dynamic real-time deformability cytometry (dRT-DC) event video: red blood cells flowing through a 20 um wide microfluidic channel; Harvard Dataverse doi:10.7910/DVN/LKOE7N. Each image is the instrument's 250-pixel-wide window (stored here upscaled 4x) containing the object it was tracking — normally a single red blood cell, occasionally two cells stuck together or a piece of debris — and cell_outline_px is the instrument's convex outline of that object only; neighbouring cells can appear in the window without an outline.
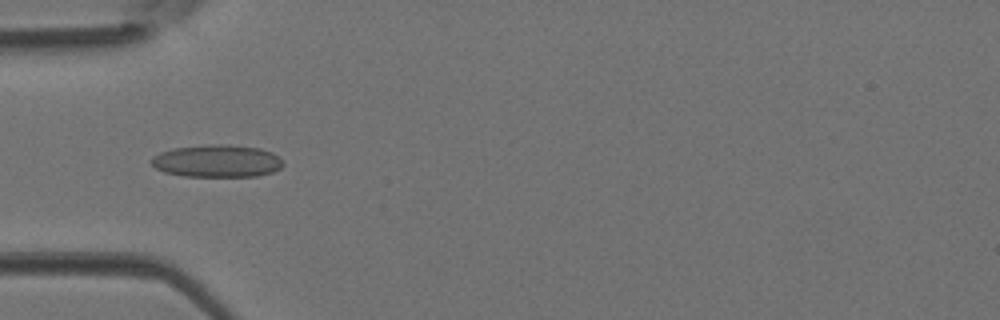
{"species": "Egyptian fruit bat (a non-hibernating species)", "species_latin": "Rousettus aegyptiacus", "temperature_condition": "room temperature", "stored_images_in_passage": 35, "camera_frame_rate_fps": 3000, "um_per_image_px": 0.085, "animal": {"sex": "female"}, "frame": {"image": 1, "passage_image": 5, "time_ms": 1.333, "image_size_px": [1000, 320], "cell_outline_px": [[284, 164], [280, 168], [272, 172], [256, 176], [184, 176], [164, 172], [156, 168], [148, 160], [152, 156], [160, 152], [172, 148], [208, 144], [228, 144], [260, 148], [272, 152], [284, 160]], "centroid_in_image_um": [18.44, 13.67], "position_along_channel_um": 66.6, "area_um2": 25.2}}
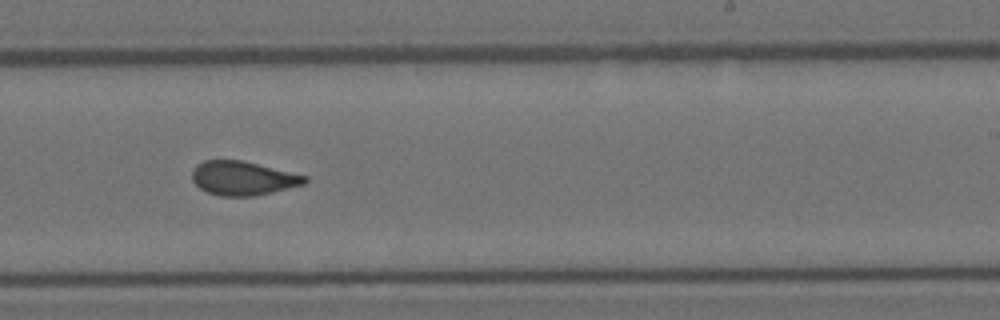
{"frame": {"image": 2, "passage_image": 18, "time_ms": 5.667, "image_size_px": [1000, 320], "cell_outline_px": [[308, 180], [304, 184], [272, 192], [252, 196], [220, 196], [208, 192], [200, 188], [192, 180], [192, 168], [196, 164], [204, 160], [240, 160], [308, 176]], "centroid_in_image_um": [20.62, 15.14], "position_along_channel_um": 268.4, "area_um2": 22.2}}
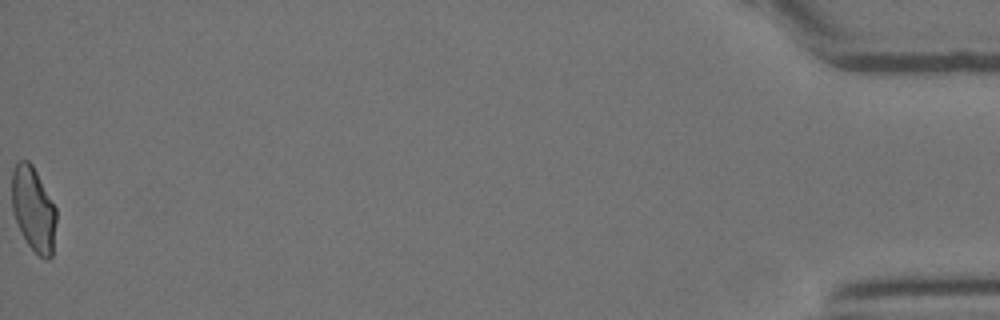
{"frame": {"image": 3, "passage_image": 35, "time_ms": 11.333, "image_size_px": [1000, 320], "cell_outline_px": [[56, 220], [52, 256], [48, 260], [44, 260], [28, 244], [12, 212], [12, 172], [16, 160], [28, 160], [32, 164], [56, 208]], "centroid_in_image_um": [2.84, 17.75], "position_along_channel_um": 432.4, "area_um2": 21.73}}